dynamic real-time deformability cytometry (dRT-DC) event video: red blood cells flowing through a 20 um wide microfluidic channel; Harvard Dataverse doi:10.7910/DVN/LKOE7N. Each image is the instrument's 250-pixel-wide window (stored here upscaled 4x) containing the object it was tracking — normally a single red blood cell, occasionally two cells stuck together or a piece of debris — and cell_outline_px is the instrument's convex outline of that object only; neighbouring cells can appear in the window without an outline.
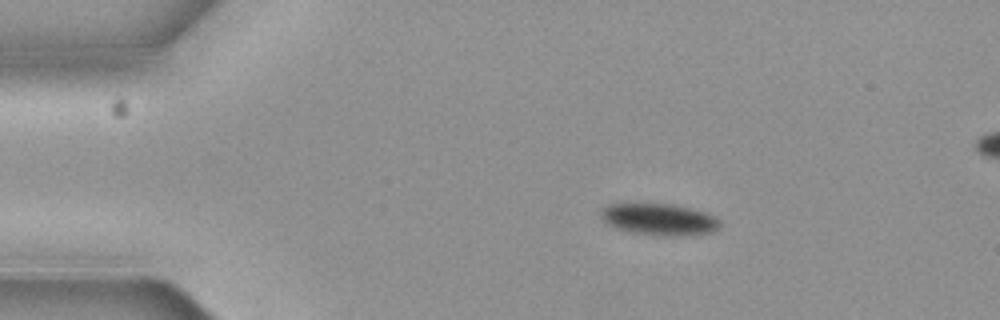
{"species": "common noctule bat (a hibernating species)", "species_latin": "Nyctalus noctula", "temperature_condition": "cold", "stored_images_in_passage": 4, "camera_frame_rate_fps": 3000, "um_per_image_px": 0.085, "animal": {"sex": "female", "body_mass_g": 19.3, "forearm_length_mm": 54.1}, "frame": {"image": 1, "passage_image": 1, "time_ms": 0.0, "image_size_px": [1000, 320], "cell_outline_px": [[720, 228], [712, 232], [688, 236], [656, 236], [632, 232], [616, 228], [608, 224], [604, 220], [600, 212], [608, 204], [676, 204], [708, 212], [720, 220]], "centroid_in_image_um": [56.11, 18.66], "position_along_channel_um": 28.9, "area_um2": 22.25}}